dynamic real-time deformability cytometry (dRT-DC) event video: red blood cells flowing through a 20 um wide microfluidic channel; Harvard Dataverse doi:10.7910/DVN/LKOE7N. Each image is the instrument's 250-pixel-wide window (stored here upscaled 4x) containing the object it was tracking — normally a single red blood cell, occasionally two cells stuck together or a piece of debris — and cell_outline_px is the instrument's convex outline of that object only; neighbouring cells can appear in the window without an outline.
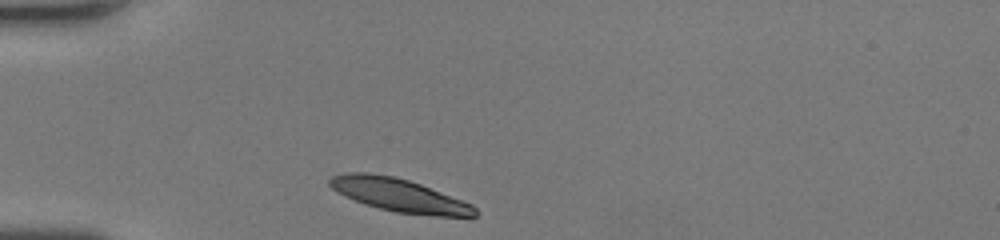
{"species": "human", "species_latin": "Homo sapiens", "temperature_condition": "room temperature", "stored_images_in_passage": 27, "camera_frame_rate_fps": 3000, "um_per_image_px": 0.085, "donor": {"sex": "female"}, "frame": {"image": 1, "passage_image": 1, "time_ms": 0.0, "image_size_px": [1000, 240], "cell_outline_px": [[476, 216], [436, 216], [396, 212], [364, 204], [344, 196], [336, 192], [328, 184], [328, 180], [332, 176], [348, 172], [368, 172], [392, 176], [408, 180], [420, 184], [472, 204], [476, 208]], "centroid_in_image_um": [33.88, 16.58], "position_along_channel_um": 51.1, "area_um2": 27.86}}
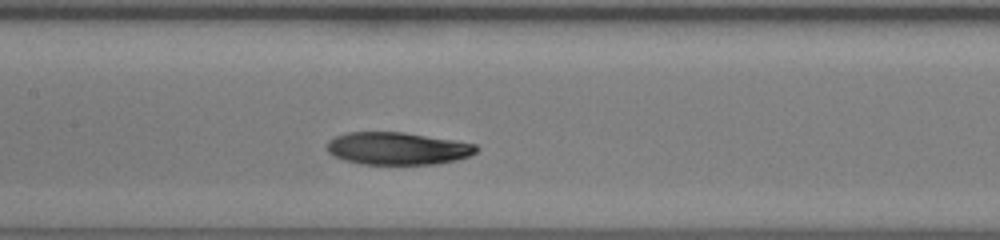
{"frame": {"image": 2, "passage_image": 11, "time_ms": 3.333, "image_size_px": [1000, 240], "cell_outline_px": [[480, 148], [476, 152], [468, 156], [436, 164], [360, 164], [344, 160], [332, 156], [328, 152], [328, 140], [336, 136], [348, 132], [404, 132], [476, 144]], "centroid_in_image_um": [33.76, 12.62], "position_along_channel_um": 173.6, "area_um2": 28.15}}
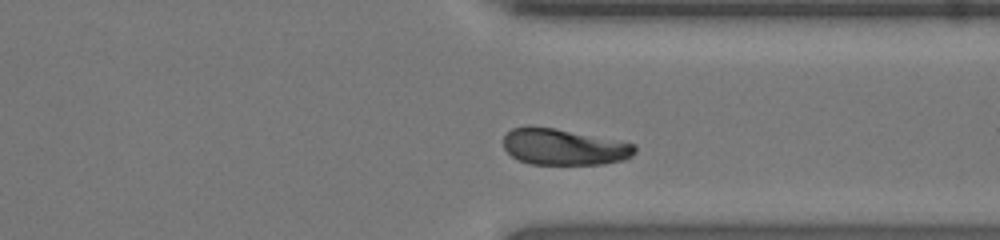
{"frame": {"image": 3, "passage_image": 24, "time_ms": 7.667, "image_size_px": [1000, 240], "cell_outline_px": [[636, 152], [632, 156], [624, 160], [604, 164], [532, 164], [520, 160], [512, 156], [504, 148], [504, 136], [512, 128], [556, 128], [636, 144]], "centroid_in_image_um": [47.99, 12.51], "position_along_channel_um": 363.4, "area_um2": 27.34}, "authors_computed_cell_mechanics": {"area_um2": 28.611, "velocity_mm_per_s": 4.359, "shape_relaxation_time_tau1_ms": 2.8756, "shape_relaxation_time_tau2_ms": 3.0039, "deformation_change_tau1": 0.1314, "deformation_change_tau2": 0.0722}}